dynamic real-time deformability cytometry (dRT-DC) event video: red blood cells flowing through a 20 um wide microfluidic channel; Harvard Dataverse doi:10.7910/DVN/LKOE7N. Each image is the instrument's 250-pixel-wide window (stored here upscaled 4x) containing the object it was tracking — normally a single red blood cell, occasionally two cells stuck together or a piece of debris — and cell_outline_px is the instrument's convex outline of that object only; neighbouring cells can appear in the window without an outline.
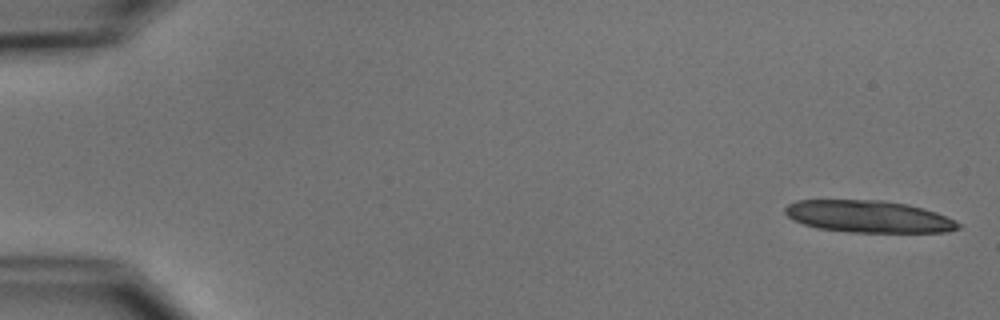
{"species": "common noctule bat (a hibernating species)", "species_latin": "Nyctalus noctula", "temperature_condition": "cold", "stored_images_in_passage": 5, "camera_frame_rate_fps": 3000, "um_per_image_px": 0.085, "animal": {"sex": "male", "body_mass_g": 15.6}, "frame": {"image": 1, "passage_image": 1, "time_ms": 0.0, "image_size_px": [1000, 320], "cell_outline_px": [[960, 228], [948, 232], [848, 232], [820, 228], [804, 224], [792, 220], [784, 212], [784, 208], [788, 204], [796, 200], [884, 200], [908, 204], [924, 208], [936, 212], [956, 220], [960, 224]], "centroid_in_image_um": [73.84, 18.4], "position_along_channel_um": 11.2, "area_um2": 32.48}}